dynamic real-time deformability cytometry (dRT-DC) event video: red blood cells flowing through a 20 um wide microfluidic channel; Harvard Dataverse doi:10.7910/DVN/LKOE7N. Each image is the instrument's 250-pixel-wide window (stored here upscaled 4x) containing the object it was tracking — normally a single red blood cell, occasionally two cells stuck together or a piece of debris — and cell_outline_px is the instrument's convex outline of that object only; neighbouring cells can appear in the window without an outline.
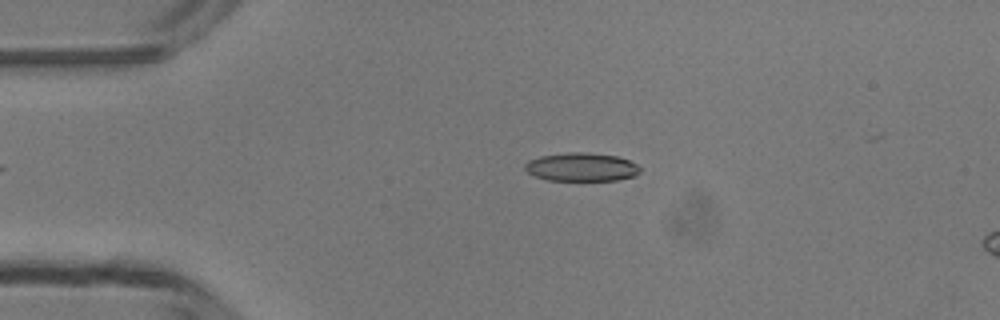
{"species": "common noctule bat (a hibernating species)", "species_latin": "Nyctalus noctula", "temperature_condition": "room temperature", "stored_images_in_passage": 39, "camera_frame_rate_fps": 3000, "um_per_image_px": 0.085, "animal": {"sex": "male", "body_mass_g": 13.3}, "frame": {"image": 1, "passage_image": 6, "time_ms": 1.667, "image_size_px": [1000, 320], "cell_outline_px": [[640, 172], [636, 176], [616, 180], [548, 180], [536, 176], [528, 172], [524, 168], [524, 164], [528, 160], [540, 156], [568, 152], [588, 152], [616, 156], [628, 160], [636, 164], [640, 168]], "centroid_in_image_um": [49.42, 14.19], "position_along_channel_um": 35.6, "area_um2": 19.07}}
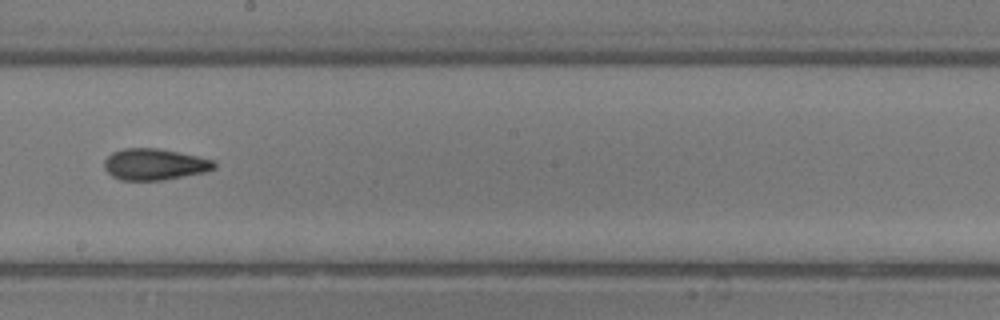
{"frame": {"image": 2, "passage_image": 23, "time_ms": 7.333, "image_size_px": [1000, 320], "cell_outline_px": [[216, 168], [204, 172], [164, 180], [120, 180], [112, 176], [104, 168], [104, 160], [112, 152], [124, 148], [156, 148], [180, 152], [216, 160]], "centroid_in_image_um": [13.15, 13.96], "position_along_channel_um": 235.0, "area_um2": 20.23}}
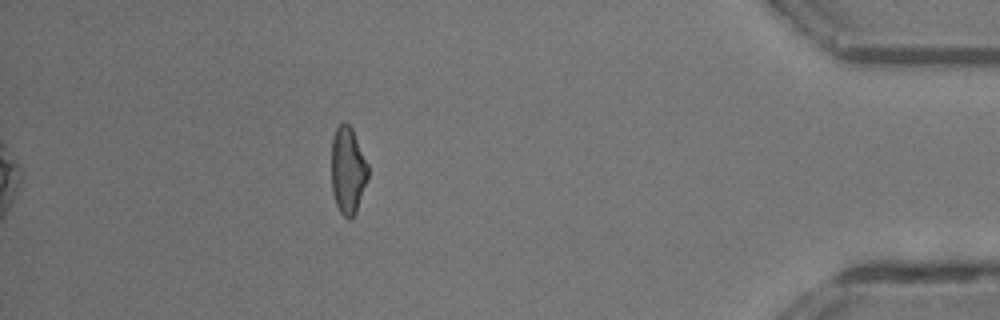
{"frame": {"image": 3, "passage_image": 39, "time_ms": 12.667, "image_size_px": [1000, 320], "cell_outline_px": [[368, 176], [356, 212], [352, 220], [348, 220], [340, 212], [336, 204], [332, 192], [332, 140], [336, 128], [344, 120], [352, 128], [368, 164]], "centroid_in_image_um": [29.56, 14.49], "position_along_channel_um": 405.6, "area_um2": 18.55}, "authors_computed_cell_mechanics": {"area_um2": 19.7676, "velocity_mm_per_s": 4.1643, "shape_relaxation_time_tau1_ms": 6.1668, "shape_relaxation_time_tau2_ms": 2.561, "deformation_change_tau1": 0.1583, "deformation_change_tau2": 0.104}}